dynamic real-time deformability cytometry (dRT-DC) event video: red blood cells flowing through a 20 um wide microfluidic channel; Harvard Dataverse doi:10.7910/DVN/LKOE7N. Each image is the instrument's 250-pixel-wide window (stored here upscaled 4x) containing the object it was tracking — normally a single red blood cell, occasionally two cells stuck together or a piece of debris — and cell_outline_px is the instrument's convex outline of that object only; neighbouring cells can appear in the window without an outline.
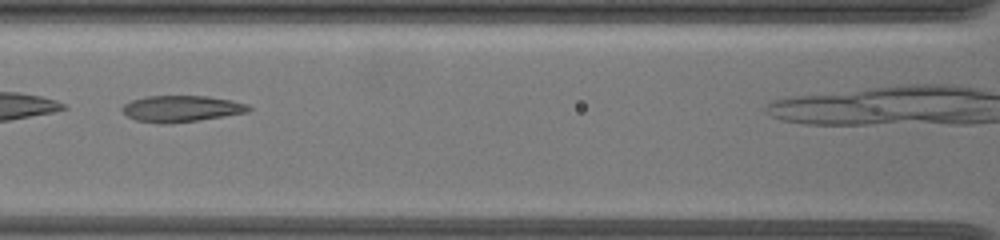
{"species": "common noctule bat (a hibernating species)", "species_latin": "Nyctalus noctula", "temperature_condition": "warm", "stored_images_in_passage": 9, "camera_frame_rate_fps": 3000, "um_per_image_px": 0.085, "animal": {"sex": "female", "body_mass_g": 19.5, "forearm_length_mm": 54.1}, "frame": {"image": 1, "passage_image": 4, "time_ms": 3.0, "image_size_px": [1000, 240], "cell_outline_px": [[252, 108], [248, 112], [200, 120], [168, 124], [160, 124], [136, 120], [128, 116], [120, 108], [124, 104], [132, 100], [144, 96], [208, 96], [232, 100], [248, 104]], "centroid_in_image_um": [15.42, 9.24], "position_along_channel_um": 151.2, "area_um2": 19.54}}